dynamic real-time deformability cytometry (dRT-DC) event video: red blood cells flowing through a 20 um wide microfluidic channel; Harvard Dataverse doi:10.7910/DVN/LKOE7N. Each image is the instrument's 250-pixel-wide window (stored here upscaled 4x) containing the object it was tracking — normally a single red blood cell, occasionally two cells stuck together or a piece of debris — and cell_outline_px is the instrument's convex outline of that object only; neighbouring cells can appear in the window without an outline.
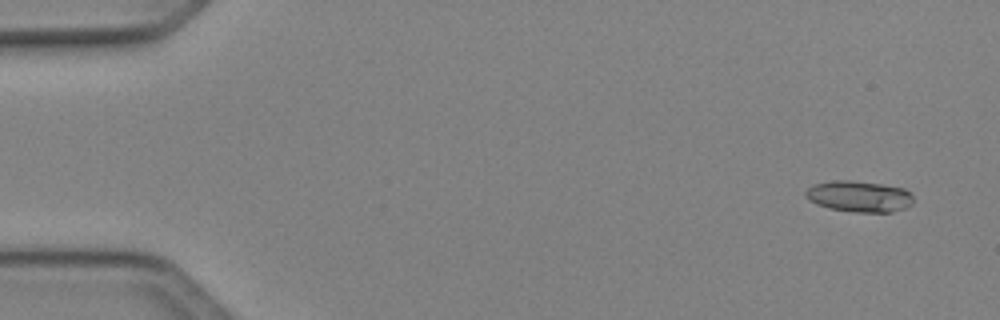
{"species": "Egyptian fruit bat (a non-hibernating species)", "species_latin": "Rousettus aegyptiacus", "temperature_condition": "cold", "stored_images_in_passage": 50, "camera_frame_rate_fps": 3000, "um_per_image_px": 0.085, "animal": {"sex": "female"}, "frame": {"image": 1, "passage_image": 3, "time_ms": 0.667, "image_size_px": [1000, 320], "cell_outline_px": [[912, 204], [904, 208], [892, 212], [852, 212], [828, 208], [816, 204], [808, 200], [804, 196], [804, 192], [812, 184], [832, 180], [852, 180], [880, 184], [904, 188], [912, 196]], "centroid_in_image_um": [72.96, 16.69], "position_along_channel_um": 12.0, "area_um2": 19.71}}
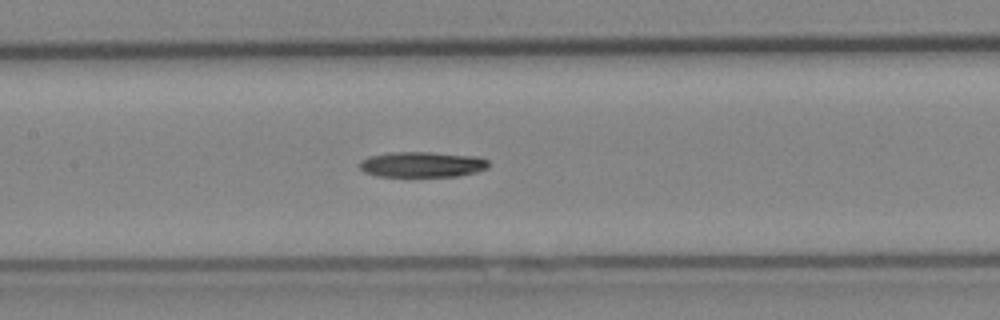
{"frame": {"image": 2, "passage_image": 24, "time_ms": 7.667, "image_size_px": [1000, 320], "cell_outline_px": [[488, 168], [476, 172], [456, 176], [376, 176], [364, 172], [360, 168], [360, 160], [368, 156], [388, 152], [432, 152], [480, 156], [488, 160]], "centroid_in_image_um": [35.88, 13.96], "position_along_channel_um": 171.5, "area_um2": 19.36}}
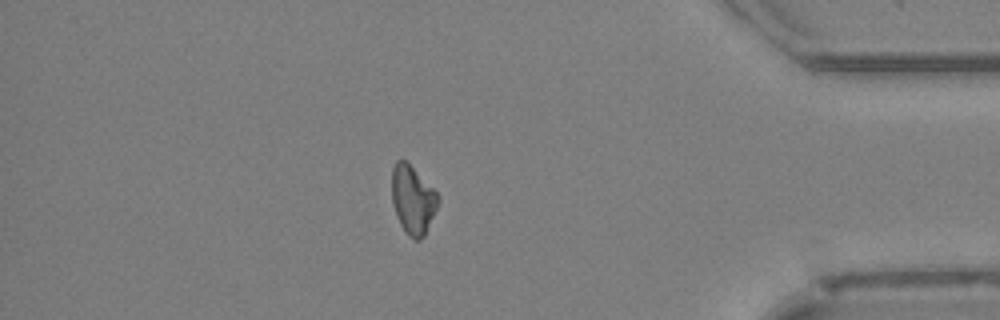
{"frame": {"image": 3, "passage_image": 43, "time_ms": 14.0, "image_size_px": [1000, 320], "cell_outline_px": [[440, 200], [424, 236], [420, 240], [416, 240], [408, 236], [404, 232], [396, 216], [392, 204], [392, 168], [396, 160], [404, 160], [440, 196]], "centroid_in_image_um": [35.07, 17.02], "position_along_channel_um": 400.1, "area_um2": 18.26}}